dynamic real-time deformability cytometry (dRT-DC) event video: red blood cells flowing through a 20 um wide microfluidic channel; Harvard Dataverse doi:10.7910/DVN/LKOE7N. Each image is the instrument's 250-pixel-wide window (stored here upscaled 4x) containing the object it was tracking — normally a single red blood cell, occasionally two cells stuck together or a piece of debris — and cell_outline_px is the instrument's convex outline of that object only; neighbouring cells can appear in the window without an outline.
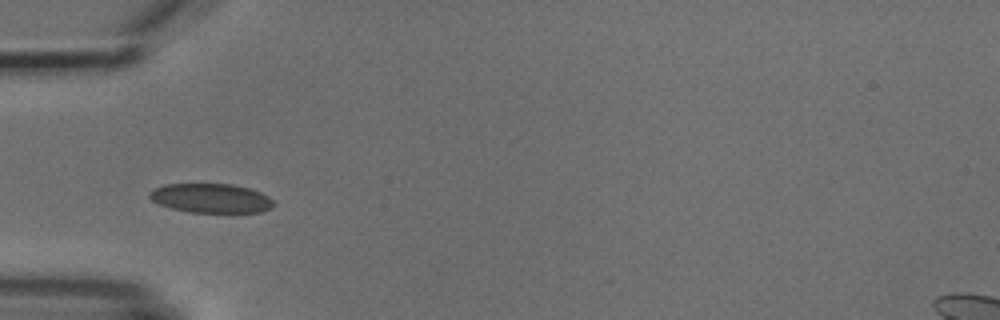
{"species": "common noctule bat (a hibernating species)", "species_latin": "Nyctalus noctula", "temperature_condition": "cold", "stored_images_in_passage": 8, "camera_frame_rate_fps": 3000, "um_per_image_px": 0.085, "animal": {"sex": "male", "body_mass_g": 18.8}, "frame": {"image": 1, "passage_image": 4, "time_ms": 3.667, "image_size_px": [1000, 320], "cell_outline_px": [[272, 208], [260, 212], [192, 212], [172, 208], [160, 204], [152, 200], [148, 196], [148, 192], [152, 188], [164, 184], [232, 184], [248, 188], [260, 192], [268, 196], [272, 200]], "centroid_in_image_um": [17.9, 16.83], "position_along_channel_um": 67.1, "area_um2": 21.04}}
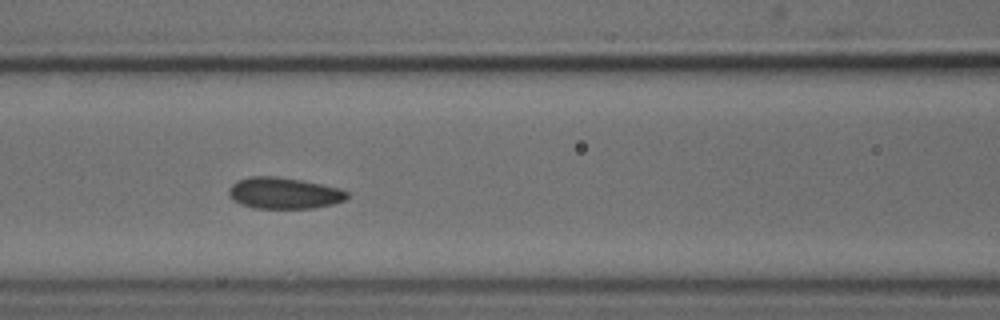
{"frame": {"image": 2, "passage_image": 6, "time_ms": 5.667, "image_size_px": [1000, 320], "cell_outline_px": [[348, 200], [332, 204], [312, 208], [252, 208], [240, 204], [232, 200], [228, 196], [228, 188], [236, 180], [248, 176], [276, 176], [300, 180], [340, 188], [348, 192]], "centroid_in_image_um": [24.1, 16.41], "position_along_channel_um": 142.5, "area_um2": 21.85}}
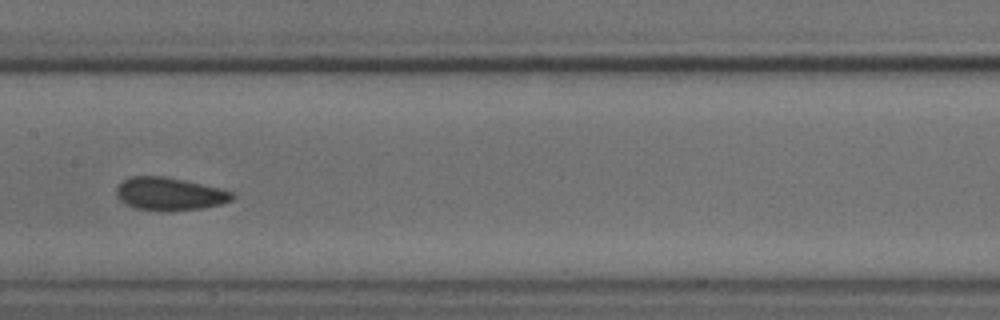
{"frame": {"image": 3, "passage_image": 7, "time_ms": 7.0, "image_size_px": [1000, 320], "cell_outline_px": [[236, 196], [232, 200], [220, 204], [204, 208], [136, 208], [120, 200], [116, 196], [116, 188], [124, 180], [132, 176], [164, 176], [184, 180], [220, 188], [232, 192]], "centroid_in_image_um": [14.43, 16.43], "position_along_channel_um": 193.0, "area_um2": 21.27}}